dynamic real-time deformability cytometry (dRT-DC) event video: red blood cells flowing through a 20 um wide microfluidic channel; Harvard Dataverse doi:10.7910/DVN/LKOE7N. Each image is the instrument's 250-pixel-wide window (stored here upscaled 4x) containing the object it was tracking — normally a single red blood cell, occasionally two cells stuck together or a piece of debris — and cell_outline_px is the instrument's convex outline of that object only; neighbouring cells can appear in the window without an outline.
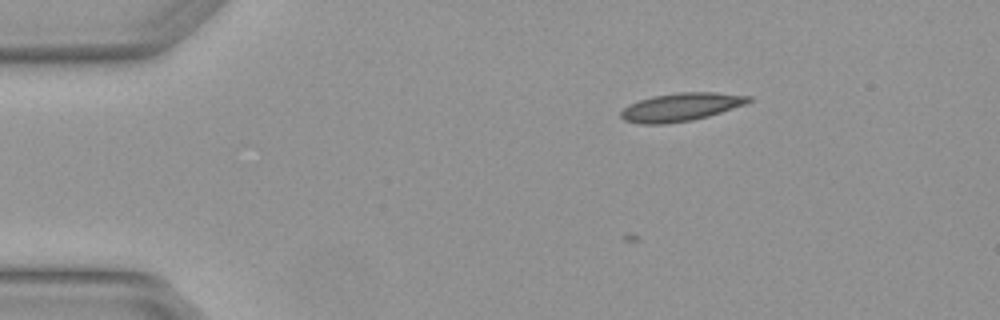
{"species": "Egyptian fruit bat (a non-hibernating species)", "species_latin": "Rousettus aegyptiacus", "temperature_condition": "warm", "stored_images_in_passage": 6, "camera_frame_rate_fps": 3000, "um_per_image_px": 0.085, "animal": {"sex": "female"}, "frame": {"image": 1, "passage_image": 3, "time_ms": 0.667, "image_size_px": [1000, 320], "cell_outline_px": [[752, 100], [744, 104], [708, 116], [692, 120], [664, 124], [640, 124], [624, 120], [620, 116], [620, 112], [628, 104], [652, 96], [680, 92], [716, 92], [752, 96]], "centroid_in_image_um": [57.85, 9.09], "position_along_channel_um": 27.1, "area_um2": 20.87}}
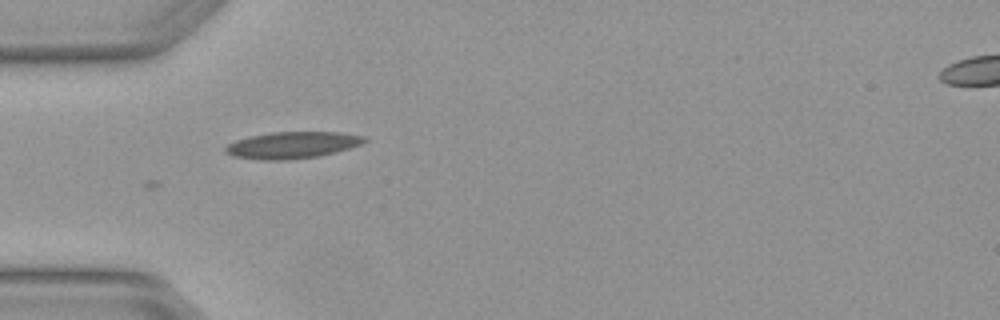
{"frame": {"image": 2, "passage_image": 5, "time_ms": 1.333, "image_size_px": [1000, 320], "cell_outline_px": [[368, 140], [360, 144], [336, 152], [320, 156], [288, 160], [260, 160], [232, 156], [224, 152], [224, 148], [228, 144], [236, 140], [248, 136], [272, 132], [340, 132], [364, 136]], "centroid_in_image_um": [24.81, 12.33], "position_along_channel_um": 60.2, "area_um2": 21.73}}